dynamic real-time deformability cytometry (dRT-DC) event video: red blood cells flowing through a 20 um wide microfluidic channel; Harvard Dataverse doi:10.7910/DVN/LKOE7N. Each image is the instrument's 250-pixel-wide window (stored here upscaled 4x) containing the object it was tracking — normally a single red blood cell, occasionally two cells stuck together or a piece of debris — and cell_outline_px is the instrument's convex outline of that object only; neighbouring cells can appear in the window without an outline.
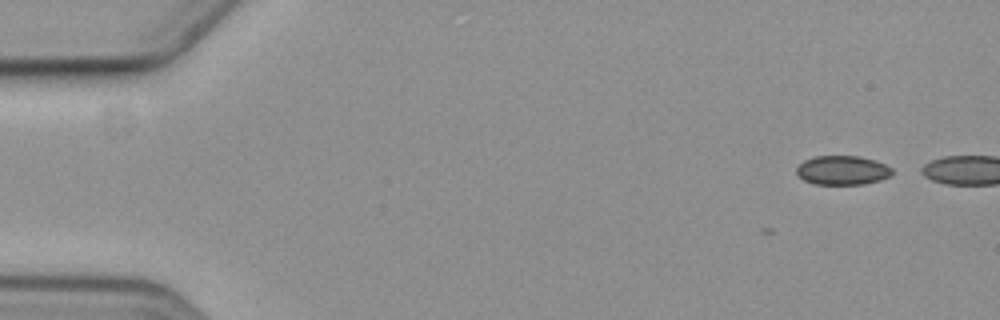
{"species": "common noctule bat (a hibernating species)", "species_latin": "Nyctalus noctula", "temperature_condition": "cold", "stored_images_in_passage": 5, "camera_frame_rate_fps": 3000, "um_per_image_px": 0.085, "animal": {"sex": "female", "body_mass_g": 19.3, "forearm_length_mm": 54.1}, "frame": {"image": 1, "passage_image": 2, "time_ms": 1.333, "image_size_px": [1000, 320], "cell_outline_px": [[892, 176], [880, 180], [864, 184], [812, 184], [804, 180], [796, 172], [796, 168], [804, 160], [816, 156], [860, 156], [876, 160], [892, 168]], "centroid_in_image_um": [71.63, 14.47], "position_along_channel_um": 13.4, "area_um2": 16.3}}